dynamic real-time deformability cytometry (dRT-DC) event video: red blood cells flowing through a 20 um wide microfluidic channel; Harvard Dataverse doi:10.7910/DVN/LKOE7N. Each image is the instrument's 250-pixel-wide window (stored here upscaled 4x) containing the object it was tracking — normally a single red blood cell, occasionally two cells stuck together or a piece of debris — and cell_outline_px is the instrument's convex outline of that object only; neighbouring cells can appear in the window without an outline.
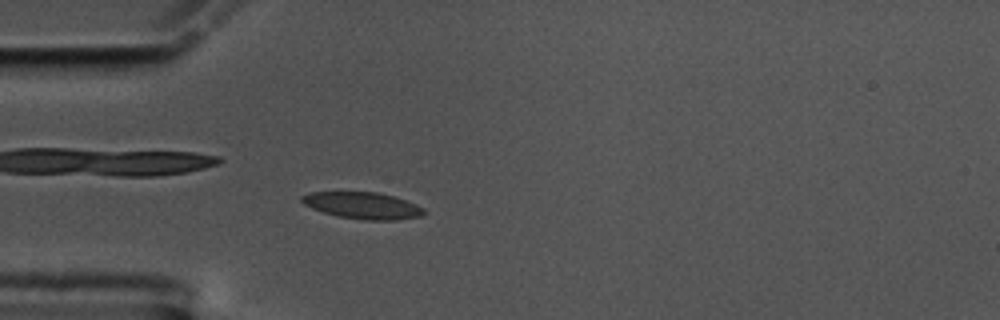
{"species": "common noctule bat (a hibernating species)", "species_latin": "Nyctalus noctula", "temperature_condition": "cold", "stored_images_in_passage": 47, "camera_frame_rate_fps": 3000, "um_per_image_px": 0.085, "animal": {"sex": "male", "body_mass_g": 17.5, "forearm_length_mm": 52.3}, "frame": {"image": 1, "passage_image": 5, "time_ms": 1.333, "image_size_px": [1000, 320], "cell_outline_px": [[428, 212], [420, 216], [396, 220], [364, 220], [336, 216], [312, 208], [304, 204], [300, 200], [300, 196], [308, 192], [376, 192], [392, 196], [416, 204], [424, 208]], "centroid_in_image_um": [30.81, 17.47], "position_along_channel_um": 54.2, "area_um2": 19.02}}
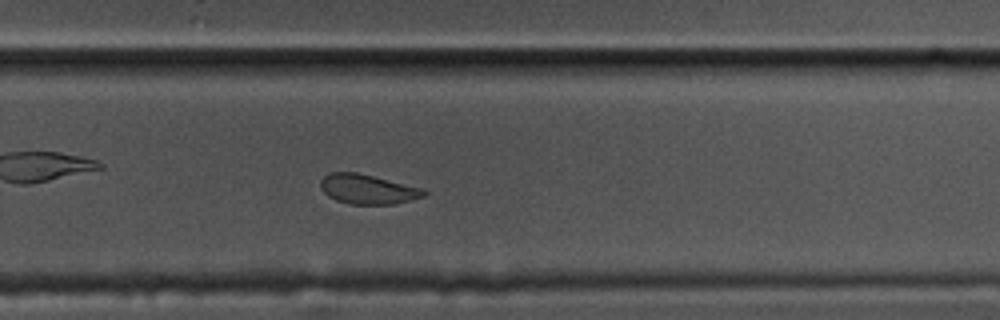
{"frame": {"image": 2, "passage_image": 27, "time_ms": 8.667, "image_size_px": [1000, 320], "cell_outline_px": [[428, 192], [424, 196], [412, 200], [392, 204], [348, 204], [336, 200], [328, 196], [320, 188], [320, 180], [328, 172], [356, 172], [424, 188]], "centroid_in_image_um": [31.25, 16.08], "position_along_channel_um": 298.6, "area_um2": 17.98}}
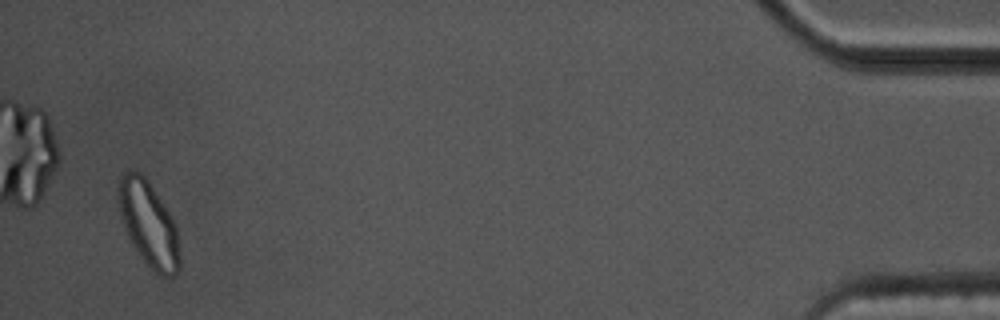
{"frame": {"image": 3, "passage_image": 45, "time_ms": 14.667, "image_size_px": [1000, 320], "cell_outline_px": [[180, 268], [172, 276], [160, 276], [144, 260], [132, 244], [124, 228], [120, 212], [120, 176], [124, 172], [132, 168], [140, 172], [148, 180], [176, 224], [180, 256]], "centroid_in_image_um": [12.66, 19.03], "position_along_channel_um": 422.5, "area_um2": 29.82}, "authors_computed_cell_mechanics": {"area_um2": 19.1318, "velocity_mm_per_s": 3.427, "shape_relaxation_time_tau1_ms": 10.7042, "shape_relaxation_time_tau2_ms": 2.117, "deformation_change_tau1": 0.162, "deformation_change_tau2": 0.0475}}